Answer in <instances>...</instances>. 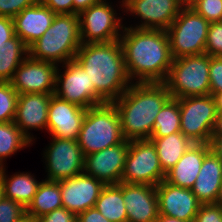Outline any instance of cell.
Segmentation results:
<instances>
[{
    "mask_svg": "<svg viewBox=\"0 0 222 222\" xmlns=\"http://www.w3.org/2000/svg\"><path fill=\"white\" fill-rule=\"evenodd\" d=\"M119 41L131 81L165 82L173 62L166 30L124 27Z\"/></svg>",
    "mask_w": 222,
    "mask_h": 222,
    "instance_id": "6da1fadb",
    "label": "cell"
},
{
    "mask_svg": "<svg viewBox=\"0 0 222 222\" xmlns=\"http://www.w3.org/2000/svg\"><path fill=\"white\" fill-rule=\"evenodd\" d=\"M171 97L164 82L132 83L112 102L119 113L123 138L150 140L155 118Z\"/></svg>",
    "mask_w": 222,
    "mask_h": 222,
    "instance_id": "7a4b0ae2",
    "label": "cell"
},
{
    "mask_svg": "<svg viewBox=\"0 0 222 222\" xmlns=\"http://www.w3.org/2000/svg\"><path fill=\"white\" fill-rule=\"evenodd\" d=\"M75 60L85 69L96 92L107 103L117 100L131 84L119 40L82 43Z\"/></svg>",
    "mask_w": 222,
    "mask_h": 222,
    "instance_id": "3957f363",
    "label": "cell"
},
{
    "mask_svg": "<svg viewBox=\"0 0 222 222\" xmlns=\"http://www.w3.org/2000/svg\"><path fill=\"white\" fill-rule=\"evenodd\" d=\"M81 45L79 15L56 14L51 26L28 48V55L57 65L74 60Z\"/></svg>",
    "mask_w": 222,
    "mask_h": 222,
    "instance_id": "277c9868",
    "label": "cell"
},
{
    "mask_svg": "<svg viewBox=\"0 0 222 222\" xmlns=\"http://www.w3.org/2000/svg\"><path fill=\"white\" fill-rule=\"evenodd\" d=\"M124 140L119 113L113 103H103L87 109L77 139L84 156L117 145Z\"/></svg>",
    "mask_w": 222,
    "mask_h": 222,
    "instance_id": "5b68a950",
    "label": "cell"
},
{
    "mask_svg": "<svg viewBox=\"0 0 222 222\" xmlns=\"http://www.w3.org/2000/svg\"><path fill=\"white\" fill-rule=\"evenodd\" d=\"M210 56L206 53L173 59L165 85L173 98L211 94Z\"/></svg>",
    "mask_w": 222,
    "mask_h": 222,
    "instance_id": "8992f818",
    "label": "cell"
},
{
    "mask_svg": "<svg viewBox=\"0 0 222 222\" xmlns=\"http://www.w3.org/2000/svg\"><path fill=\"white\" fill-rule=\"evenodd\" d=\"M209 22L188 5L166 30L172 58L205 53Z\"/></svg>",
    "mask_w": 222,
    "mask_h": 222,
    "instance_id": "52a82bcc",
    "label": "cell"
},
{
    "mask_svg": "<svg viewBox=\"0 0 222 222\" xmlns=\"http://www.w3.org/2000/svg\"><path fill=\"white\" fill-rule=\"evenodd\" d=\"M180 108V129L193 143L210 144L217 117L214 97L209 95L178 98Z\"/></svg>",
    "mask_w": 222,
    "mask_h": 222,
    "instance_id": "ba28073f",
    "label": "cell"
},
{
    "mask_svg": "<svg viewBox=\"0 0 222 222\" xmlns=\"http://www.w3.org/2000/svg\"><path fill=\"white\" fill-rule=\"evenodd\" d=\"M165 174L151 140L129 141L122 183L157 186L165 179Z\"/></svg>",
    "mask_w": 222,
    "mask_h": 222,
    "instance_id": "9c48e42d",
    "label": "cell"
},
{
    "mask_svg": "<svg viewBox=\"0 0 222 222\" xmlns=\"http://www.w3.org/2000/svg\"><path fill=\"white\" fill-rule=\"evenodd\" d=\"M64 64L66 65V70L63 75H60L57 70L54 95L84 109L107 103L96 92L93 82L88 78L87 72L75 59Z\"/></svg>",
    "mask_w": 222,
    "mask_h": 222,
    "instance_id": "30bf717a",
    "label": "cell"
},
{
    "mask_svg": "<svg viewBox=\"0 0 222 222\" xmlns=\"http://www.w3.org/2000/svg\"><path fill=\"white\" fill-rule=\"evenodd\" d=\"M107 3L106 0H101L78 14L82 43H109L119 40V30L123 29L120 23L122 19L116 17L115 10Z\"/></svg>",
    "mask_w": 222,
    "mask_h": 222,
    "instance_id": "8fae6325",
    "label": "cell"
},
{
    "mask_svg": "<svg viewBox=\"0 0 222 222\" xmlns=\"http://www.w3.org/2000/svg\"><path fill=\"white\" fill-rule=\"evenodd\" d=\"M52 140L45 152L47 180L59 182L84 172L85 156L78 141L59 137Z\"/></svg>",
    "mask_w": 222,
    "mask_h": 222,
    "instance_id": "7c38bea8",
    "label": "cell"
},
{
    "mask_svg": "<svg viewBox=\"0 0 222 222\" xmlns=\"http://www.w3.org/2000/svg\"><path fill=\"white\" fill-rule=\"evenodd\" d=\"M56 64L32 59L29 55L15 70L11 84L16 92L54 93L56 88Z\"/></svg>",
    "mask_w": 222,
    "mask_h": 222,
    "instance_id": "4fadbf2b",
    "label": "cell"
},
{
    "mask_svg": "<svg viewBox=\"0 0 222 222\" xmlns=\"http://www.w3.org/2000/svg\"><path fill=\"white\" fill-rule=\"evenodd\" d=\"M129 141L108 147L99 152L85 156L84 171L105 185H116L121 182Z\"/></svg>",
    "mask_w": 222,
    "mask_h": 222,
    "instance_id": "5bb4252c",
    "label": "cell"
},
{
    "mask_svg": "<svg viewBox=\"0 0 222 222\" xmlns=\"http://www.w3.org/2000/svg\"><path fill=\"white\" fill-rule=\"evenodd\" d=\"M122 5L144 20L134 28L167 30L187 4L185 0H123Z\"/></svg>",
    "mask_w": 222,
    "mask_h": 222,
    "instance_id": "9a60e30c",
    "label": "cell"
},
{
    "mask_svg": "<svg viewBox=\"0 0 222 222\" xmlns=\"http://www.w3.org/2000/svg\"><path fill=\"white\" fill-rule=\"evenodd\" d=\"M105 184L84 172L60 181L62 206L75 213L93 208Z\"/></svg>",
    "mask_w": 222,
    "mask_h": 222,
    "instance_id": "2e32d148",
    "label": "cell"
},
{
    "mask_svg": "<svg viewBox=\"0 0 222 222\" xmlns=\"http://www.w3.org/2000/svg\"><path fill=\"white\" fill-rule=\"evenodd\" d=\"M87 109L69 103L52 94L47 118V130L52 137L77 140Z\"/></svg>",
    "mask_w": 222,
    "mask_h": 222,
    "instance_id": "e0dca14e",
    "label": "cell"
},
{
    "mask_svg": "<svg viewBox=\"0 0 222 222\" xmlns=\"http://www.w3.org/2000/svg\"><path fill=\"white\" fill-rule=\"evenodd\" d=\"M159 214L193 222L202 204L191 189L174 186L165 180L156 186Z\"/></svg>",
    "mask_w": 222,
    "mask_h": 222,
    "instance_id": "ac0fdd59",
    "label": "cell"
},
{
    "mask_svg": "<svg viewBox=\"0 0 222 222\" xmlns=\"http://www.w3.org/2000/svg\"><path fill=\"white\" fill-rule=\"evenodd\" d=\"M127 222H154L159 215L156 186L122 183Z\"/></svg>",
    "mask_w": 222,
    "mask_h": 222,
    "instance_id": "d6986e66",
    "label": "cell"
},
{
    "mask_svg": "<svg viewBox=\"0 0 222 222\" xmlns=\"http://www.w3.org/2000/svg\"><path fill=\"white\" fill-rule=\"evenodd\" d=\"M54 93H25L18 95L14 123L32 142L29 129L47 130V118L50 100Z\"/></svg>",
    "mask_w": 222,
    "mask_h": 222,
    "instance_id": "ffe728a7",
    "label": "cell"
},
{
    "mask_svg": "<svg viewBox=\"0 0 222 222\" xmlns=\"http://www.w3.org/2000/svg\"><path fill=\"white\" fill-rule=\"evenodd\" d=\"M55 15L39 0L13 18L15 35L29 48L51 26Z\"/></svg>",
    "mask_w": 222,
    "mask_h": 222,
    "instance_id": "44dd1931",
    "label": "cell"
},
{
    "mask_svg": "<svg viewBox=\"0 0 222 222\" xmlns=\"http://www.w3.org/2000/svg\"><path fill=\"white\" fill-rule=\"evenodd\" d=\"M211 150L210 144L193 143L181 159L165 174V181L186 189H192L204 156Z\"/></svg>",
    "mask_w": 222,
    "mask_h": 222,
    "instance_id": "7402d4cb",
    "label": "cell"
},
{
    "mask_svg": "<svg viewBox=\"0 0 222 222\" xmlns=\"http://www.w3.org/2000/svg\"><path fill=\"white\" fill-rule=\"evenodd\" d=\"M222 184V162L211 149L203 159L202 167L192 193L202 204L216 203Z\"/></svg>",
    "mask_w": 222,
    "mask_h": 222,
    "instance_id": "603a6c76",
    "label": "cell"
},
{
    "mask_svg": "<svg viewBox=\"0 0 222 222\" xmlns=\"http://www.w3.org/2000/svg\"><path fill=\"white\" fill-rule=\"evenodd\" d=\"M0 181L3 185L5 198L12 199L25 209L37 193L41 182L36 181L29 173H20L7 178L4 166L0 167Z\"/></svg>",
    "mask_w": 222,
    "mask_h": 222,
    "instance_id": "cb8c5ba5",
    "label": "cell"
},
{
    "mask_svg": "<svg viewBox=\"0 0 222 222\" xmlns=\"http://www.w3.org/2000/svg\"><path fill=\"white\" fill-rule=\"evenodd\" d=\"M150 140L156 147L160 165L165 173L181 159L193 144L181 132L160 138H150Z\"/></svg>",
    "mask_w": 222,
    "mask_h": 222,
    "instance_id": "d4e9b609",
    "label": "cell"
},
{
    "mask_svg": "<svg viewBox=\"0 0 222 222\" xmlns=\"http://www.w3.org/2000/svg\"><path fill=\"white\" fill-rule=\"evenodd\" d=\"M62 197L60 181H42L38 187L37 193L26 208V216L36 220L40 216L61 208Z\"/></svg>",
    "mask_w": 222,
    "mask_h": 222,
    "instance_id": "484cf974",
    "label": "cell"
},
{
    "mask_svg": "<svg viewBox=\"0 0 222 222\" xmlns=\"http://www.w3.org/2000/svg\"><path fill=\"white\" fill-rule=\"evenodd\" d=\"M94 207L110 222H127L122 182L116 185H105Z\"/></svg>",
    "mask_w": 222,
    "mask_h": 222,
    "instance_id": "4316f807",
    "label": "cell"
},
{
    "mask_svg": "<svg viewBox=\"0 0 222 222\" xmlns=\"http://www.w3.org/2000/svg\"><path fill=\"white\" fill-rule=\"evenodd\" d=\"M24 54L28 55L29 49L16 35L0 46V82H11L15 70L27 58Z\"/></svg>",
    "mask_w": 222,
    "mask_h": 222,
    "instance_id": "83f0119b",
    "label": "cell"
},
{
    "mask_svg": "<svg viewBox=\"0 0 222 222\" xmlns=\"http://www.w3.org/2000/svg\"><path fill=\"white\" fill-rule=\"evenodd\" d=\"M180 108L178 98L171 97L162 107L155 118L154 129L151 138L165 137L181 132Z\"/></svg>",
    "mask_w": 222,
    "mask_h": 222,
    "instance_id": "f1b7e54d",
    "label": "cell"
},
{
    "mask_svg": "<svg viewBox=\"0 0 222 222\" xmlns=\"http://www.w3.org/2000/svg\"><path fill=\"white\" fill-rule=\"evenodd\" d=\"M29 144L31 141L21 132L14 121L0 123V167L4 166L3 159Z\"/></svg>",
    "mask_w": 222,
    "mask_h": 222,
    "instance_id": "f546056e",
    "label": "cell"
},
{
    "mask_svg": "<svg viewBox=\"0 0 222 222\" xmlns=\"http://www.w3.org/2000/svg\"><path fill=\"white\" fill-rule=\"evenodd\" d=\"M18 95L11 82H0V123L14 121Z\"/></svg>",
    "mask_w": 222,
    "mask_h": 222,
    "instance_id": "4dcf8cb0",
    "label": "cell"
},
{
    "mask_svg": "<svg viewBox=\"0 0 222 222\" xmlns=\"http://www.w3.org/2000/svg\"><path fill=\"white\" fill-rule=\"evenodd\" d=\"M188 6L209 23L222 22V0H192Z\"/></svg>",
    "mask_w": 222,
    "mask_h": 222,
    "instance_id": "1f68e13d",
    "label": "cell"
},
{
    "mask_svg": "<svg viewBox=\"0 0 222 222\" xmlns=\"http://www.w3.org/2000/svg\"><path fill=\"white\" fill-rule=\"evenodd\" d=\"M205 53L210 57H222V22L209 24Z\"/></svg>",
    "mask_w": 222,
    "mask_h": 222,
    "instance_id": "d6a6232c",
    "label": "cell"
},
{
    "mask_svg": "<svg viewBox=\"0 0 222 222\" xmlns=\"http://www.w3.org/2000/svg\"><path fill=\"white\" fill-rule=\"evenodd\" d=\"M26 217V209L17 201L3 198L0 201V222H19Z\"/></svg>",
    "mask_w": 222,
    "mask_h": 222,
    "instance_id": "836d02e7",
    "label": "cell"
},
{
    "mask_svg": "<svg viewBox=\"0 0 222 222\" xmlns=\"http://www.w3.org/2000/svg\"><path fill=\"white\" fill-rule=\"evenodd\" d=\"M39 0H0V16L14 18L23 9L34 5Z\"/></svg>",
    "mask_w": 222,
    "mask_h": 222,
    "instance_id": "e575fe53",
    "label": "cell"
},
{
    "mask_svg": "<svg viewBox=\"0 0 222 222\" xmlns=\"http://www.w3.org/2000/svg\"><path fill=\"white\" fill-rule=\"evenodd\" d=\"M209 82L212 96L222 93V57H210Z\"/></svg>",
    "mask_w": 222,
    "mask_h": 222,
    "instance_id": "d590c367",
    "label": "cell"
},
{
    "mask_svg": "<svg viewBox=\"0 0 222 222\" xmlns=\"http://www.w3.org/2000/svg\"><path fill=\"white\" fill-rule=\"evenodd\" d=\"M193 222H222V207L216 203L201 204Z\"/></svg>",
    "mask_w": 222,
    "mask_h": 222,
    "instance_id": "8d00e7d4",
    "label": "cell"
},
{
    "mask_svg": "<svg viewBox=\"0 0 222 222\" xmlns=\"http://www.w3.org/2000/svg\"><path fill=\"white\" fill-rule=\"evenodd\" d=\"M36 222H76L77 215L64 207L44 214L35 220Z\"/></svg>",
    "mask_w": 222,
    "mask_h": 222,
    "instance_id": "74e56055",
    "label": "cell"
},
{
    "mask_svg": "<svg viewBox=\"0 0 222 222\" xmlns=\"http://www.w3.org/2000/svg\"><path fill=\"white\" fill-rule=\"evenodd\" d=\"M55 14H74L73 0H40Z\"/></svg>",
    "mask_w": 222,
    "mask_h": 222,
    "instance_id": "f35d334b",
    "label": "cell"
},
{
    "mask_svg": "<svg viewBox=\"0 0 222 222\" xmlns=\"http://www.w3.org/2000/svg\"><path fill=\"white\" fill-rule=\"evenodd\" d=\"M15 35L14 21L12 18L0 16V46Z\"/></svg>",
    "mask_w": 222,
    "mask_h": 222,
    "instance_id": "ab89813d",
    "label": "cell"
},
{
    "mask_svg": "<svg viewBox=\"0 0 222 222\" xmlns=\"http://www.w3.org/2000/svg\"><path fill=\"white\" fill-rule=\"evenodd\" d=\"M76 222H110L95 207L77 214Z\"/></svg>",
    "mask_w": 222,
    "mask_h": 222,
    "instance_id": "60d3db41",
    "label": "cell"
},
{
    "mask_svg": "<svg viewBox=\"0 0 222 222\" xmlns=\"http://www.w3.org/2000/svg\"><path fill=\"white\" fill-rule=\"evenodd\" d=\"M210 146L222 162V135H211Z\"/></svg>",
    "mask_w": 222,
    "mask_h": 222,
    "instance_id": "b9f144b4",
    "label": "cell"
},
{
    "mask_svg": "<svg viewBox=\"0 0 222 222\" xmlns=\"http://www.w3.org/2000/svg\"><path fill=\"white\" fill-rule=\"evenodd\" d=\"M101 0H73L74 14H79L81 11L89 8L92 5L98 4Z\"/></svg>",
    "mask_w": 222,
    "mask_h": 222,
    "instance_id": "7bdbcfd3",
    "label": "cell"
},
{
    "mask_svg": "<svg viewBox=\"0 0 222 222\" xmlns=\"http://www.w3.org/2000/svg\"><path fill=\"white\" fill-rule=\"evenodd\" d=\"M212 135H222V113L217 114Z\"/></svg>",
    "mask_w": 222,
    "mask_h": 222,
    "instance_id": "ee69618b",
    "label": "cell"
},
{
    "mask_svg": "<svg viewBox=\"0 0 222 222\" xmlns=\"http://www.w3.org/2000/svg\"><path fill=\"white\" fill-rule=\"evenodd\" d=\"M154 222H186V221L179 220L177 218L170 217L167 215L159 214L158 218Z\"/></svg>",
    "mask_w": 222,
    "mask_h": 222,
    "instance_id": "f6af8a7d",
    "label": "cell"
},
{
    "mask_svg": "<svg viewBox=\"0 0 222 222\" xmlns=\"http://www.w3.org/2000/svg\"><path fill=\"white\" fill-rule=\"evenodd\" d=\"M213 97L216 102L217 113H222V93H215Z\"/></svg>",
    "mask_w": 222,
    "mask_h": 222,
    "instance_id": "bcb514c9",
    "label": "cell"
},
{
    "mask_svg": "<svg viewBox=\"0 0 222 222\" xmlns=\"http://www.w3.org/2000/svg\"><path fill=\"white\" fill-rule=\"evenodd\" d=\"M216 204L220 205L222 207V184H221V187H220L219 195H218L217 200H216Z\"/></svg>",
    "mask_w": 222,
    "mask_h": 222,
    "instance_id": "7dc6e473",
    "label": "cell"
},
{
    "mask_svg": "<svg viewBox=\"0 0 222 222\" xmlns=\"http://www.w3.org/2000/svg\"><path fill=\"white\" fill-rule=\"evenodd\" d=\"M4 189H3V185L0 181V201L4 198Z\"/></svg>",
    "mask_w": 222,
    "mask_h": 222,
    "instance_id": "c3c4849f",
    "label": "cell"
},
{
    "mask_svg": "<svg viewBox=\"0 0 222 222\" xmlns=\"http://www.w3.org/2000/svg\"><path fill=\"white\" fill-rule=\"evenodd\" d=\"M19 222H36L35 220H33L32 218L26 216L24 219H22L21 221Z\"/></svg>",
    "mask_w": 222,
    "mask_h": 222,
    "instance_id": "681fc988",
    "label": "cell"
},
{
    "mask_svg": "<svg viewBox=\"0 0 222 222\" xmlns=\"http://www.w3.org/2000/svg\"><path fill=\"white\" fill-rule=\"evenodd\" d=\"M192 0H185V3L188 5Z\"/></svg>",
    "mask_w": 222,
    "mask_h": 222,
    "instance_id": "f907efd6",
    "label": "cell"
}]
</instances>
